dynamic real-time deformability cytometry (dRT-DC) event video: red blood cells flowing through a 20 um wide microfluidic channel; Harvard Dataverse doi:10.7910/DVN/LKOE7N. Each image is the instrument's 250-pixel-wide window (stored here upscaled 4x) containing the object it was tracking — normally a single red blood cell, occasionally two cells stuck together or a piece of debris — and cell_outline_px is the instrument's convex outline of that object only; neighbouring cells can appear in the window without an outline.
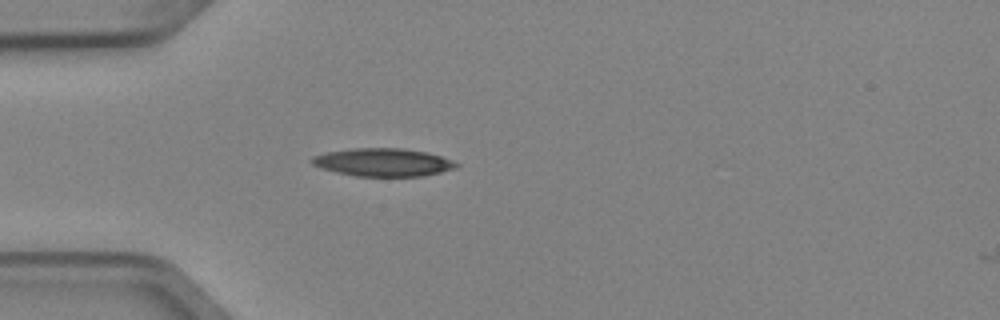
{"species": "Egyptian fruit bat (a non-hibernating species)", "species_latin": "Rousettus aegyptiacus", "temperature_condition": "cold", "stored_images_in_passage": 5, "camera_frame_rate_fps": 3000, "um_per_image_px": 0.085, "animal": {"sex": "female"}, "frame": {"image": 1, "passage_image": 5, "time_ms": 1.333, "image_size_px": [1000, 320], "cell_outline_px": [[460, 164], [456, 168], [424, 176], [356, 176], [336, 172], [312, 164], [312, 156], [328, 152], [352, 148], [404, 148], [428, 152], [452, 160]], "centroid_in_image_um": [32.6, 13.79], "position_along_channel_um": 52.4, "area_um2": 23.47}}